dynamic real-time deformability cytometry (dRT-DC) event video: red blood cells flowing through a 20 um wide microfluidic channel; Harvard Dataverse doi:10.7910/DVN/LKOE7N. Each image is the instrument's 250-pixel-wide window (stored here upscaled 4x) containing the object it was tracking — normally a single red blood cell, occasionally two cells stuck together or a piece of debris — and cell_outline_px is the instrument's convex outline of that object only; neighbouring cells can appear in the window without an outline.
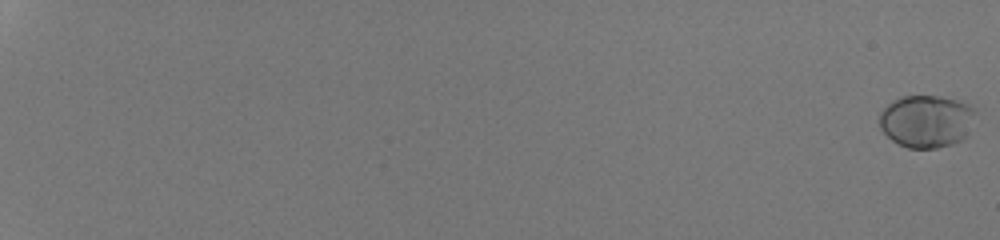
{"species": "human", "species_latin": "Homo sapiens", "temperature_condition": "room temperature", "stored_images_in_passage": 55, "camera_frame_rate_fps": 3000, "um_per_image_px": 0.085, "donor": {"sex": "male"}, "frame": {"image": 1, "passage_image": 1, "time_ms": 0.0, "image_size_px": [1000, 240], "cell_outline_px": [[976, 112], [968, 136], [952, 144], [936, 148], [908, 148], [892, 140], [880, 128], [880, 112], [892, 100], [900, 96], [940, 96], [956, 100], [968, 104], [976, 108]], "centroid_in_image_um": [78.77, 10.29], "position_along_channel_um": 6.2, "area_um2": 29.54}}
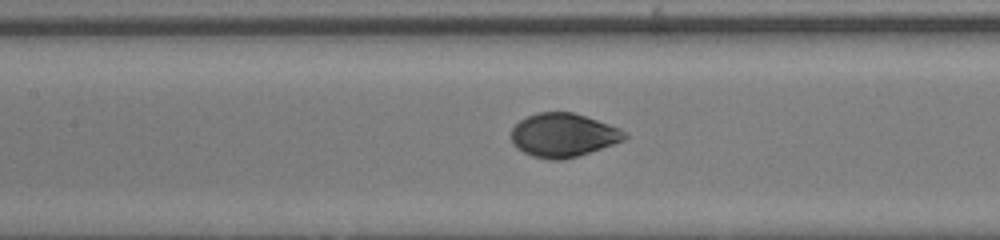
{"frame": {"image": 2, "passage_image": 32, "time_ms": 10.333, "image_size_px": [1000, 240], "cell_outline_px": [[628, 136], [624, 140], [564, 160], [552, 160], [532, 156], [516, 148], [512, 144], [512, 128], [520, 120], [536, 112], [572, 112], [620, 128]], "centroid_in_image_um": [47.84, 11.49], "position_along_channel_um": 159.6, "area_um2": 28.55}}
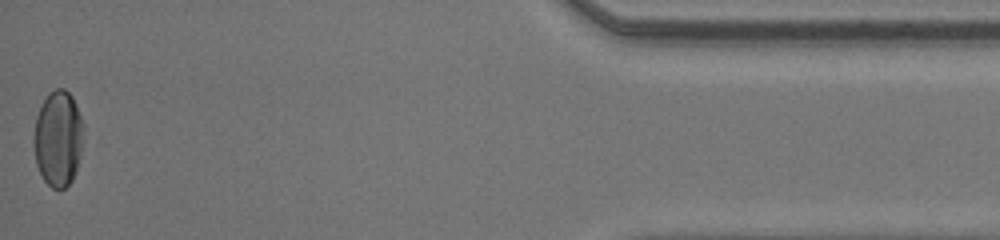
{"frame": {"image": 3, "passage_image": 55, "time_ms": 18.0, "image_size_px": [1000, 240], "cell_outline_px": [[84, 124], [80, 156], [76, 172], [72, 180], [64, 188], [52, 188], [44, 180], [36, 164], [32, 144], [32, 136], [36, 116], [48, 92], [56, 88], [64, 88], [72, 96], [76, 104]], "centroid_in_image_um": [4.92, 11.75], "position_along_channel_um": 430.3, "area_um2": 28.09}, "authors_computed_cell_mechanics": {"area_um2": 28.4376, "velocity_mm_per_s": 4.3076, "shape_relaxation_time_tau1_ms": 3.4808, "shape_relaxation_time_tau2_ms": null, "deformation_change_tau1": 0.1598, "deformation_change_tau2": null}}